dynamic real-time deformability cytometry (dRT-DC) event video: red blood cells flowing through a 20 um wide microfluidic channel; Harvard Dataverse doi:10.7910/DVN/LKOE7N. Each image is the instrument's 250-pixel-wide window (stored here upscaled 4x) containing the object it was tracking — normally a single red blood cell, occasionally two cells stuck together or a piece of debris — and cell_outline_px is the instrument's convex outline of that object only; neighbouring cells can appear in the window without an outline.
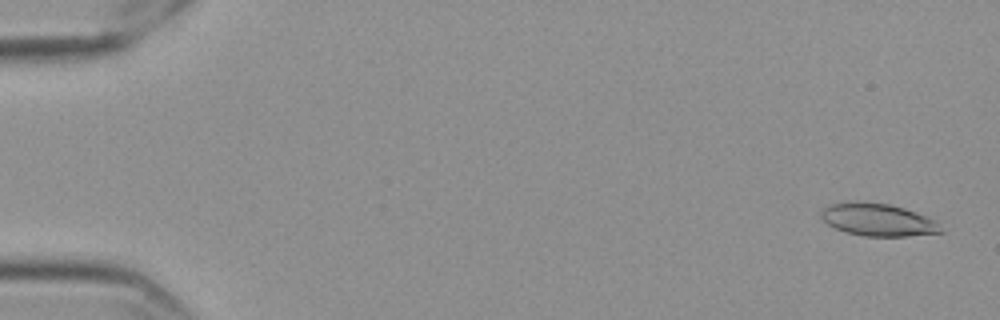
{"species": "Egyptian fruit bat (a non-hibernating species)", "species_latin": "Rousettus aegyptiacus", "temperature_condition": "cold", "stored_images_in_passage": 57, "camera_frame_rate_fps": 3000, "um_per_image_px": 0.085, "frame": {"image": 1, "passage_image": 2, "time_ms": 0.333, "image_size_px": [1000, 320], "cell_outline_px": [[944, 232], [908, 236], [864, 236], [844, 232], [828, 224], [820, 216], [820, 208], [832, 204], [848, 200], [860, 200], [888, 204], [904, 208], [916, 212], [932, 220]], "centroid_in_image_um": [74.53, 18.66], "position_along_channel_um": 10.5, "area_um2": 22.77}}
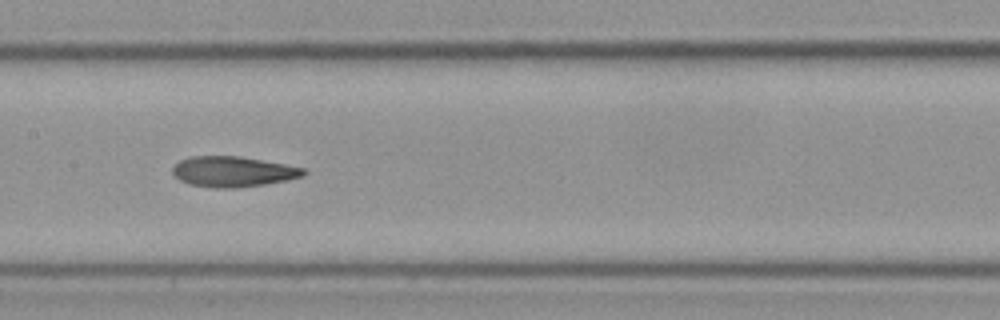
{"frame": {"image": 2, "passage_image": 29, "time_ms": 9.333, "image_size_px": [1000, 320], "cell_outline_px": [[308, 172], [304, 176], [288, 180], [264, 184], [236, 188], [216, 188], [192, 184], [180, 180], [172, 172], [172, 168], [180, 160], [188, 156], [240, 156], [284, 164], [304, 168]], "centroid_in_image_um": [19.83, 14.58], "position_along_channel_um": 187.6, "area_um2": 23.18}}
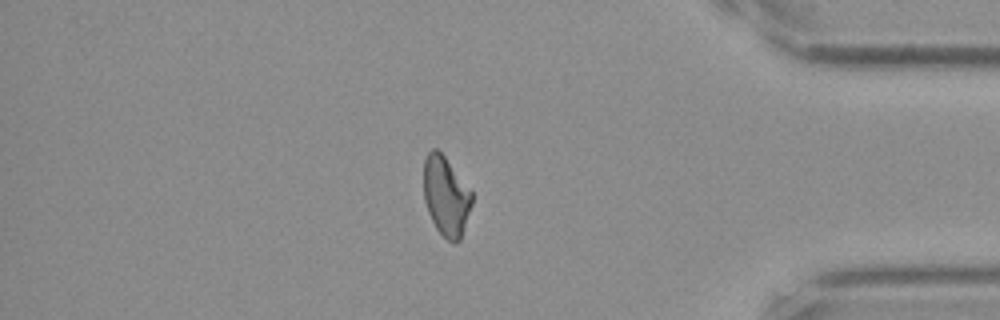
{"frame": {"image": 3, "passage_image": 49, "time_ms": 16.0, "image_size_px": [1000, 320], "cell_outline_px": [[472, 204], [460, 240], [452, 244], [436, 228], [428, 212], [424, 200], [424, 160], [428, 152], [432, 148], [436, 148], [444, 156], [472, 188]], "centroid_in_image_um": [37.92, 16.65], "position_along_channel_um": 397.3, "area_um2": 22.48}, "authors_computed_cell_mechanics": {"area_um2": 23.1778, "velocity_mm_per_s": 3.5709, "shape_relaxation_time_tau1_ms": null, "shape_relaxation_time_tau2_ms": 3.6078, "deformation_change_tau1": null, "deformation_change_tau2": 0.121}}